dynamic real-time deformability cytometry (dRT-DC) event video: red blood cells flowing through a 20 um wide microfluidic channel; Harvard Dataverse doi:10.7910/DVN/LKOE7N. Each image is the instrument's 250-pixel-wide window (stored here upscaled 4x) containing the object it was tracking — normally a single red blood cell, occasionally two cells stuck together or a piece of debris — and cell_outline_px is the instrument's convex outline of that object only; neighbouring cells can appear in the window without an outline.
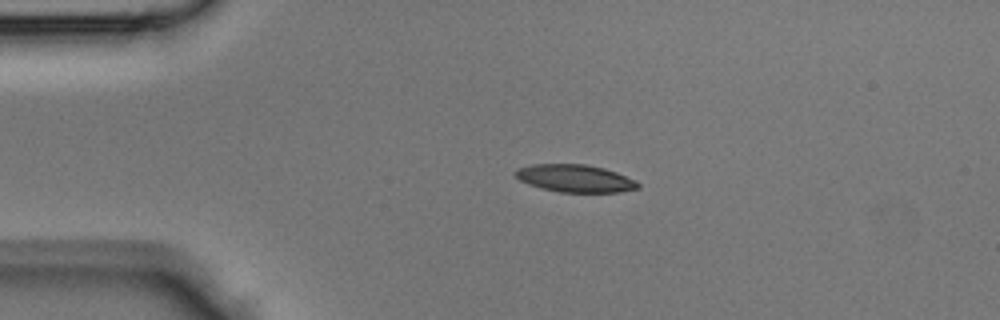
{"species": "Egyptian fruit bat (a non-hibernating species)", "species_latin": "Rousettus aegyptiacus", "temperature_condition": "room temperature", "stored_images_in_passage": 34, "camera_frame_rate_fps": 3000, "um_per_image_px": 0.085, "animal": {"sex": "male"}, "frame": {"image": 1, "passage_image": 5, "time_ms": 1.333, "image_size_px": [1000, 320], "cell_outline_px": [[640, 188], [620, 192], [560, 192], [528, 184], [520, 180], [516, 176], [516, 168], [532, 164], [584, 164], [604, 168], [616, 172], [636, 180], [640, 184]], "centroid_in_image_um": [48.91, 15.16], "position_along_channel_um": 36.1, "area_um2": 19.59}}
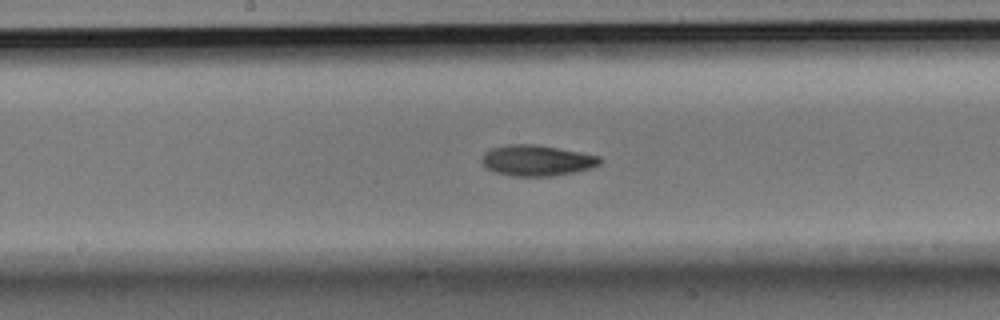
{"frame": {"image": 2, "passage_image": 18, "time_ms": 5.667, "image_size_px": [1000, 320], "cell_outline_px": [[604, 160], [600, 164], [592, 168], [576, 172], [552, 176], [516, 176], [496, 172], [488, 168], [480, 160], [484, 152], [492, 148], [508, 144], [536, 144], [580, 152], [600, 156]], "centroid_in_image_um": [45.67, 13.63], "position_along_channel_um": 202.5, "area_um2": 21.27}}
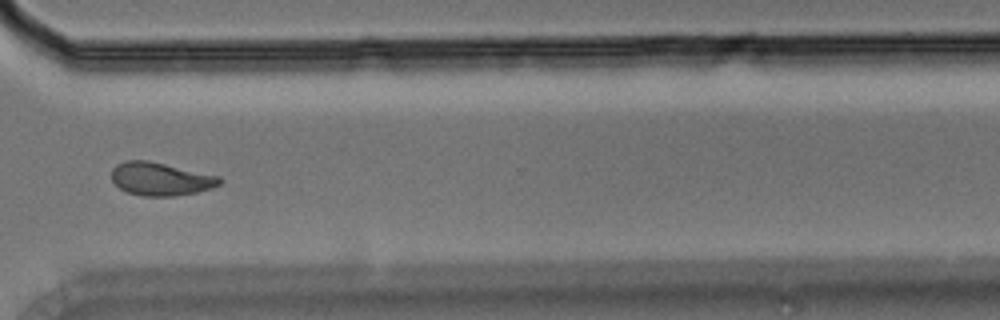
{"frame": {"image": 3, "passage_image": 28, "time_ms": 9.0, "image_size_px": [1000, 320], "cell_outline_px": [[224, 180], [220, 184], [212, 188], [196, 192], [176, 196], [140, 196], [128, 192], [120, 188], [112, 180], [112, 168], [116, 164], [124, 160], [148, 160], [220, 176]], "centroid_in_image_um": [13.66, 15.21], "position_along_channel_um": 356.9, "area_um2": 20.98}}